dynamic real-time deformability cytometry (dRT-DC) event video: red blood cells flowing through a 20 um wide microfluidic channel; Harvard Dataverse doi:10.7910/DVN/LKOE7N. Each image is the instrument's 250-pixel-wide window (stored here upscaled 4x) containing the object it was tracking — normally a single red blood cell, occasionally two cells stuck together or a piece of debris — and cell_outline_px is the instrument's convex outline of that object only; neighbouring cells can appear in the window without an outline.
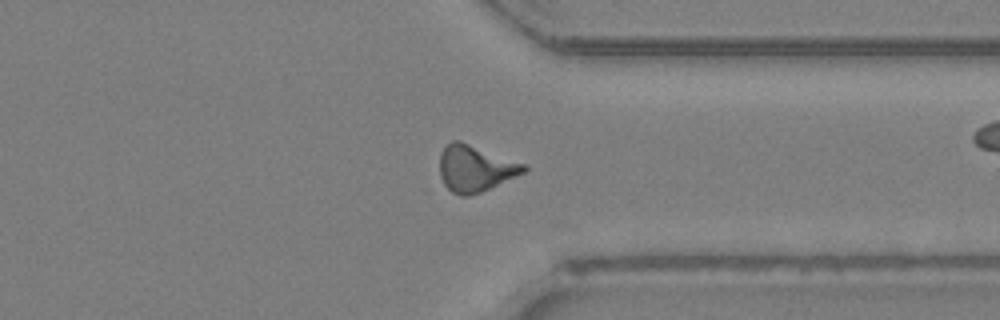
{"species": "Egyptian fruit bat (a non-hibernating species)", "species_latin": "Rousettus aegyptiacus", "temperature_condition": "room temperature", "stored_images_in_passage": 40, "camera_frame_rate_fps": 3000, "um_per_image_px": 0.085, "animal": {"sex": "female"}, "frame": {"image": 1, "passage_image": 29, "time_ms": 9.333, "image_size_px": [1000, 320], "cell_outline_px": [[528, 168], [524, 172], [480, 192], [468, 196], [460, 196], [452, 192], [444, 184], [440, 176], [440, 152], [452, 140], [460, 140], [524, 164]], "centroid_in_image_um": [40.35, 14.31], "position_along_channel_um": 371.1, "area_um2": 22.37}}
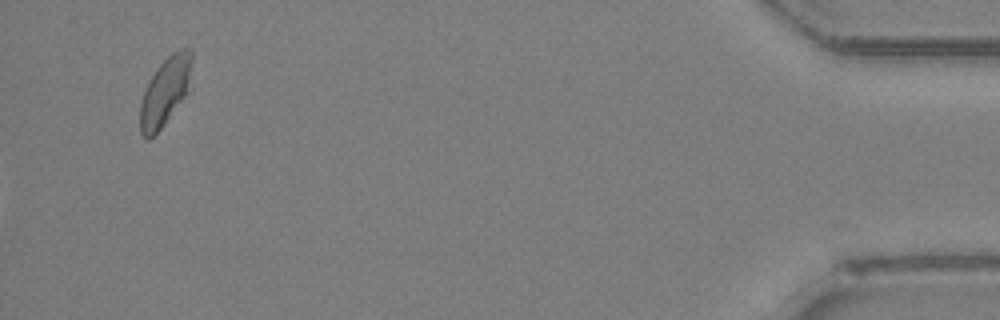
{"frame": {"image": 2, "passage_image": 40, "time_ms": 13.0, "image_size_px": [1000, 320], "cell_outline_px": [[192, 88], [164, 124], [148, 140], [140, 132], [140, 104], [144, 92], [156, 68], [172, 52], [180, 48], [188, 48], [192, 52]], "centroid_in_image_um": [14.1, 7.73], "position_along_channel_um": 421.1, "area_um2": 20.75}}